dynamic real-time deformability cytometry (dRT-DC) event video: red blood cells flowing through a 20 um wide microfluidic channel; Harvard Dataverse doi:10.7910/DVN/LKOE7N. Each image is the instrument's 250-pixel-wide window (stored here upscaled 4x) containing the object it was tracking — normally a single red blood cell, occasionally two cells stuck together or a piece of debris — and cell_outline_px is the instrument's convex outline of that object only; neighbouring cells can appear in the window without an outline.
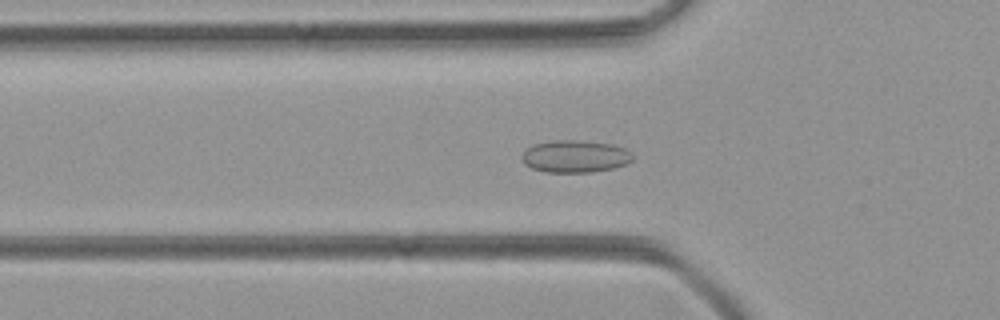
{"species": "common noctule bat (a hibernating species)", "species_latin": "Nyctalus noctula", "temperature_condition": "room temperature", "stored_images_in_passage": 49, "camera_frame_rate_fps": 3000, "um_per_image_px": 0.085, "animal": {"sex": "female", "body_mass_g": 21.9}, "frame": {"image": 1, "passage_image": 16, "time_ms": 5.0, "image_size_px": [1000, 320], "cell_outline_px": [[636, 156], [632, 160], [624, 164], [612, 168], [592, 172], [544, 172], [532, 168], [524, 164], [520, 156], [524, 148], [532, 144], [552, 140], [576, 140], [612, 144], [624, 148], [632, 152]], "centroid_in_image_um": [48.84, 13.28], "position_along_channel_um": 77.0, "area_um2": 21.15}}
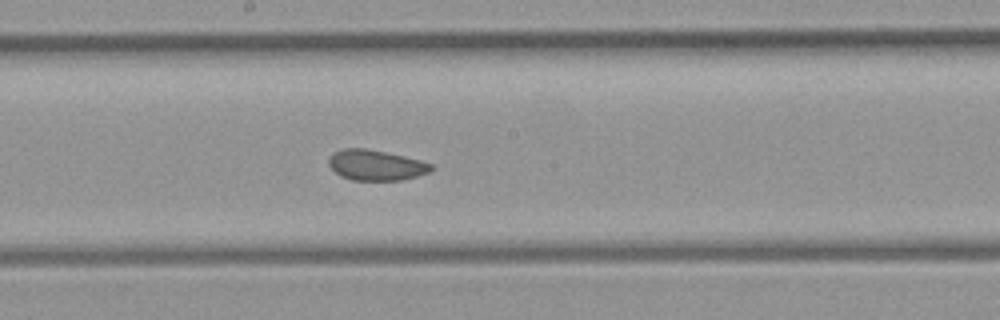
{"frame": {"image": 2, "passage_image": 26, "time_ms": 8.333, "image_size_px": [1000, 320], "cell_outline_px": [[432, 168], [428, 172], [416, 176], [400, 180], [352, 180], [340, 176], [328, 164], [328, 160], [332, 152], [344, 148], [364, 148], [404, 156], [420, 160], [432, 164]], "centroid_in_image_um": [31.91, 14.03], "position_along_channel_um": 216.3, "area_um2": 18.03}}
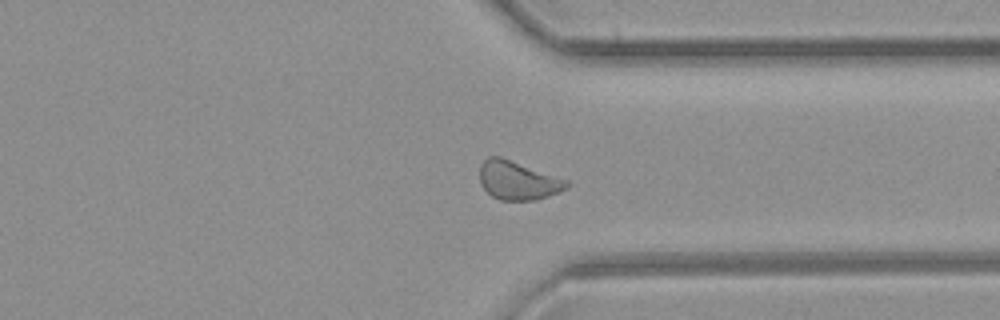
{"frame": {"image": 3, "passage_image": 37, "time_ms": 12.0, "image_size_px": [1000, 320], "cell_outline_px": [[572, 184], [568, 188], [560, 192], [536, 200], [500, 200], [492, 196], [480, 184], [480, 164], [488, 156], [500, 156], [568, 180]], "centroid_in_image_um": [44.04, 15.34], "position_along_channel_um": 367.4, "area_um2": 19.71}}